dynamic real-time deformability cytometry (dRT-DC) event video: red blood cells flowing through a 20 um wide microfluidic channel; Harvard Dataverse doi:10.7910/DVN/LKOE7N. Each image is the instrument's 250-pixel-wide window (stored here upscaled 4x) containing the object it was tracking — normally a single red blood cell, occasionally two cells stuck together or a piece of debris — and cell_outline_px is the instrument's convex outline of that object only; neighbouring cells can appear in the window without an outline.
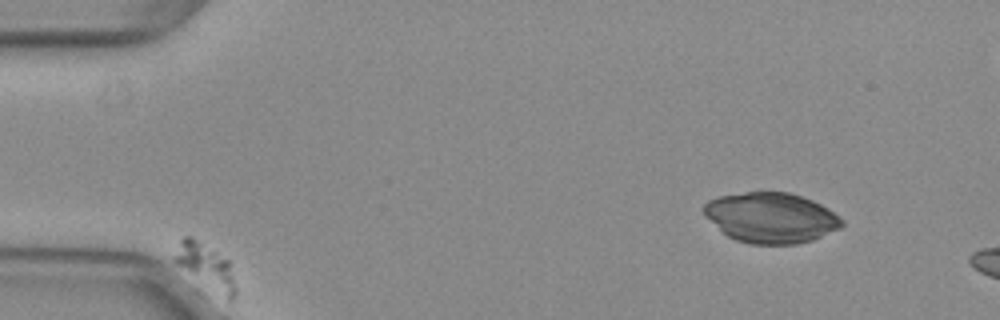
{"species": "common noctule bat (a hibernating species)", "species_latin": "Nyctalus noctula", "temperature_condition": "warm", "stored_images_in_passage": 50, "camera_frame_rate_fps": 3000, "um_per_image_px": 0.085, "animal": {"sex": "female", "body_mass_g": 29.2, "forearm_length_mm": 56.3}, "frame": {"image": 1, "passage_image": 6, "time_ms": 1.667, "image_size_px": [1000, 320], "cell_outline_px": [[236, 296], [228, 304], [176, 264], [172, 260], [180, 240], [184, 236], [192, 236], [228, 260], [236, 284]], "centroid_in_image_um": [17.54, 22.73], "position_along_channel_um": 67.5, "area_um2": 16.42}}
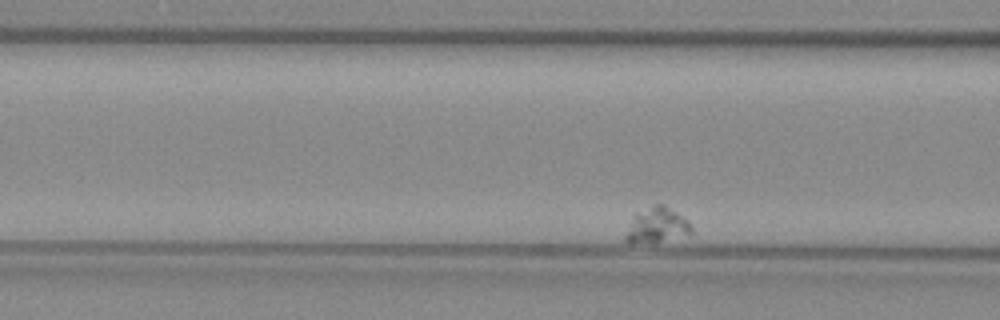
{"frame": {"image": 2, "passage_image": 12, "time_ms": 3.667, "image_size_px": [1000, 320], "cell_outline_px": [[692, 236], [652, 244], [628, 244], [624, 240], [624, 236], [636, 212], [652, 204], [664, 204], [688, 220], [692, 228]], "centroid_in_image_um": [55.85, 19.21], "position_along_channel_um": 110.7, "area_um2": 14.28}}
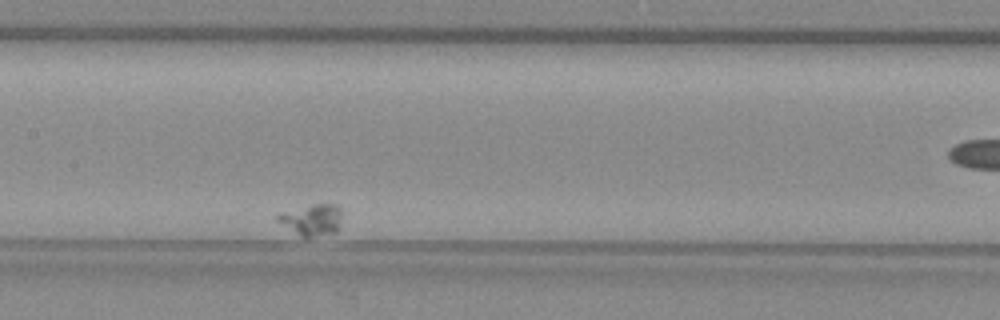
{"frame": {"image": 3, "passage_image": 21, "time_ms": 6.667, "image_size_px": [1000, 320], "cell_outline_px": [[340, 228], [336, 232], [312, 236], [300, 236], [276, 220], [276, 216], [316, 204], [340, 204]], "centroid_in_image_um": [26.59, 18.69], "position_along_channel_um": 180.8, "area_um2": 11.16}}